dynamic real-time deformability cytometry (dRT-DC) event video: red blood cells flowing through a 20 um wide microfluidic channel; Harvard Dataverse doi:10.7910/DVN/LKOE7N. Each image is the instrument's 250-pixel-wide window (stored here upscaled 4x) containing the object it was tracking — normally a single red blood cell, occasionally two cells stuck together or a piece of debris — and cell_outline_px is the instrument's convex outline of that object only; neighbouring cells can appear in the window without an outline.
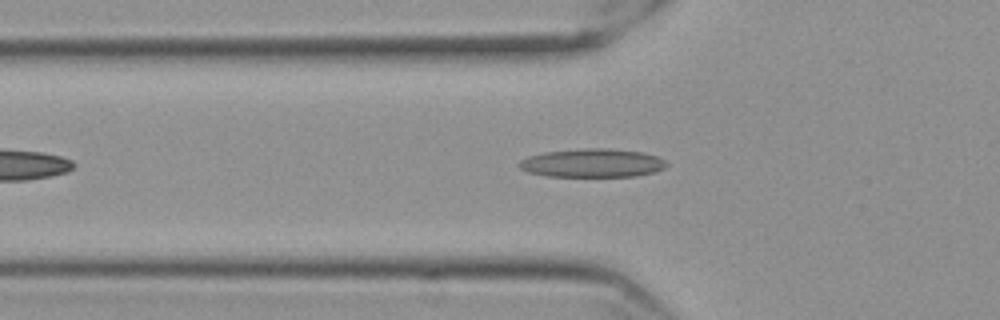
{"species": "Egyptian fruit bat (a non-hibernating species)", "species_latin": "Rousettus aegyptiacus", "temperature_condition": "cold", "stored_images_in_passage": 44, "camera_frame_rate_fps": 3000, "um_per_image_px": 0.085, "frame": {"image": 1, "passage_image": 10, "time_ms": 3.0, "image_size_px": [1000, 320], "cell_outline_px": [[668, 164], [664, 168], [656, 172], [636, 176], [548, 176], [528, 172], [520, 168], [516, 164], [520, 160], [528, 156], [544, 152], [580, 148], [608, 148], [644, 152], [656, 156], [664, 160]], "centroid_in_image_um": [50.34, 13.85], "position_along_channel_um": 75.5, "area_um2": 24.68}}
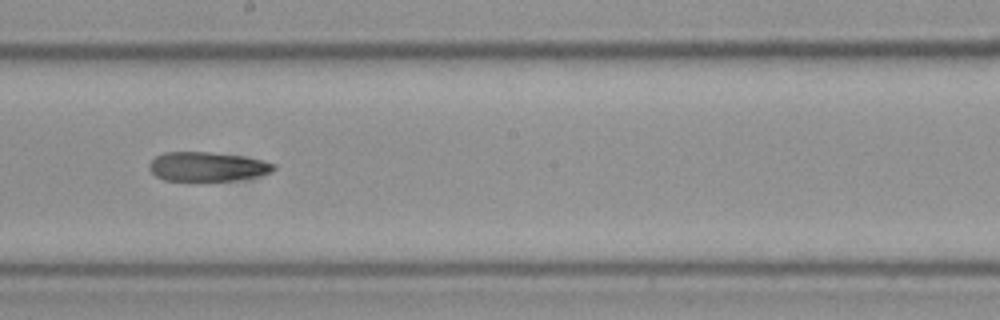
{"frame": {"image": 2, "passage_image": 23, "time_ms": 7.333, "image_size_px": [1000, 320], "cell_outline_px": [[276, 168], [272, 172], [256, 176], [236, 180], [164, 180], [156, 176], [148, 168], [148, 164], [156, 156], [164, 152], [212, 152], [240, 156], [260, 160], [276, 164]], "centroid_in_image_um": [17.6, 14.15], "position_along_channel_um": 230.6, "area_um2": 21.04}}
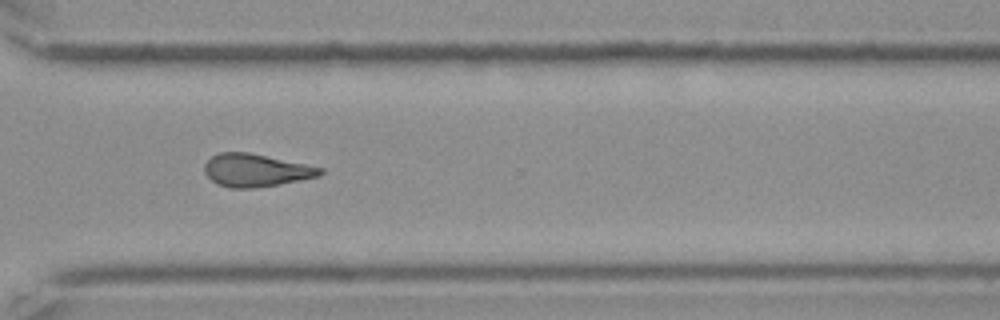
{"frame": {"image": 3, "passage_image": 33, "time_ms": 10.667, "image_size_px": [1000, 320], "cell_outline_px": [[324, 172], [320, 176], [280, 184], [252, 188], [228, 188], [216, 184], [204, 172], [204, 164], [212, 156], [220, 152], [248, 152], [324, 168]], "centroid_in_image_um": [21.74, 14.48], "position_along_channel_um": 348.9, "area_um2": 22.08}, "authors_computed_cell_mechanics": {"area_um2": 21.8484, "velocity_mm_per_s": 3.5585, "shape_relaxation_time_tau1_ms": null, "shape_relaxation_time_tau2_ms": 10.0928, "deformation_change_tau1": null, "deformation_change_tau2": 0.2166}}